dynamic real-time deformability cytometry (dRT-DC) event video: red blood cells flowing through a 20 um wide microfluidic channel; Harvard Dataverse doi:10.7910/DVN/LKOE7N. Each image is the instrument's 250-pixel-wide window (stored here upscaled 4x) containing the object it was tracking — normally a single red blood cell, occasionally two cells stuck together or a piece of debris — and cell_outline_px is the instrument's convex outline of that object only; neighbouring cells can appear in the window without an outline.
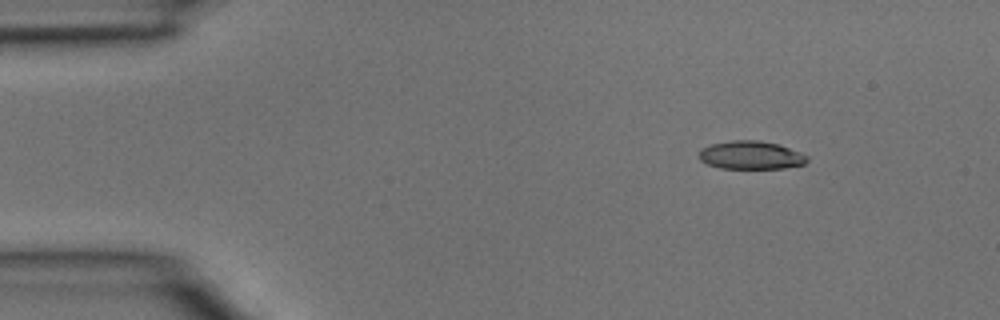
{"species": "common noctule bat (a hibernating species)", "species_latin": "Nyctalus noctula", "temperature_condition": "room temperature", "stored_images_in_passage": 4, "camera_frame_rate_fps": 3000, "um_per_image_px": 0.085, "animal": {"sex": "male", "body_mass_g": 15.6}, "frame": {"image": 1, "passage_image": 1, "time_ms": 0.0, "image_size_px": [1000, 320], "cell_outline_px": [[808, 160], [804, 164], [784, 168], [720, 168], [708, 164], [700, 160], [696, 156], [700, 148], [712, 144], [732, 140], [756, 140], [776, 144], [800, 152], [808, 156]], "centroid_in_image_um": [63.77, 13.19], "position_along_channel_um": 21.2, "area_um2": 17.74}}
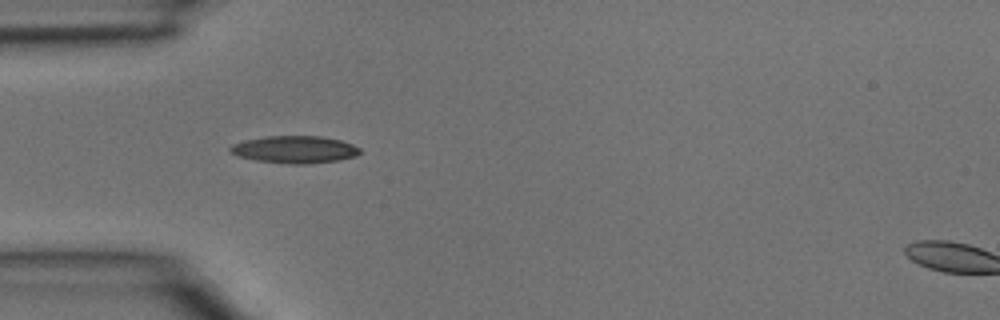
{"frame": {"image": 2, "passage_image": 3, "time_ms": 0.667, "image_size_px": [1000, 320], "cell_outline_px": [[360, 152], [356, 156], [336, 160], [308, 164], [292, 164], [256, 160], [236, 156], [228, 148], [232, 144], [244, 140], [268, 136], [320, 136], [340, 140], [352, 144], [360, 148]], "centroid_in_image_um": [25.03, 12.7], "position_along_channel_um": 60.0, "area_um2": 20.52}}